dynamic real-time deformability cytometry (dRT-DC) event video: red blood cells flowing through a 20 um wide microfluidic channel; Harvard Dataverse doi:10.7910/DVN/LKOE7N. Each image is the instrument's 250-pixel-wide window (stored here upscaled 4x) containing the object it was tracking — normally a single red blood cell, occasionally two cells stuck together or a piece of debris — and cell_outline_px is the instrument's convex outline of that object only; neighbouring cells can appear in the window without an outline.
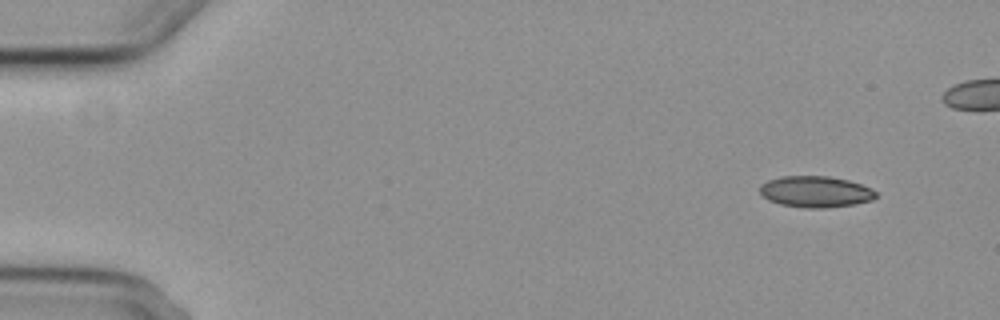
{"species": "common noctule bat (a hibernating species)", "species_latin": "Nyctalus noctula", "temperature_condition": "cold", "stored_images_in_passage": 5, "camera_frame_rate_fps": 3000, "um_per_image_px": 0.085, "animal": {"sex": "female", "body_mass_g": 29.2, "forearm_length_mm": 56.3}, "frame": {"image": 1, "passage_image": 1, "time_ms": 0.0, "image_size_px": [1000, 320], "cell_outline_px": [[876, 196], [872, 200], [856, 204], [828, 208], [804, 208], [780, 204], [768, 200], [760, 192], [760, 184], [768, 180], [784, 176], [828, 176], [848, 180], [872, 188], [876, 192]], "centroid_in_image_um": [69.33, 16.3], "position_along_channel_um": 15.7, "area_um2": 21.21}}
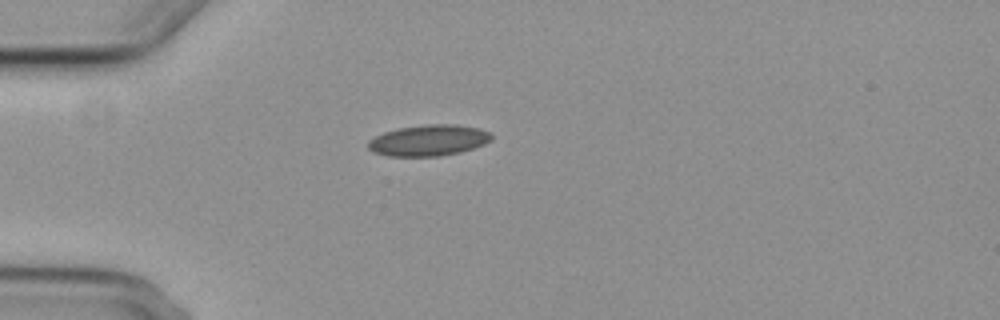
{"frame": {"image": 2, "passage_image": 5, "time_ms": 6.333, "image_size_px": [1000, 320], "cell_outline_px": [[492, 140], [484, 144], [460, 152], [440, 156], [388, 156], [372, 152], [368, 148], [368, 140], [384, 132], [396, 128], [428, 124], [456, 124], [480, 128], [492, 132]], "centroid_in_image_um": [36.44, 11.92], "position_along_channel_um": 48.6, "area_um2": 22.54}}